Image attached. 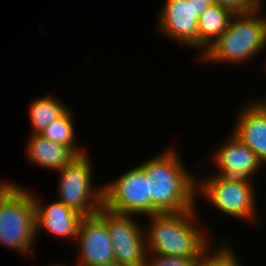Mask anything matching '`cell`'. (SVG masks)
<instances>
[{"mask_svg":"<svg viewBox=\"0 0 266 266\" xmlns=\"http://www.w3.org/2000/svg\"><path fill=\"white\" fill-rule=\"evenodd\" d=\"M178 154L176 148L169 146L158 156L140 164L152 181V206L159 213L192 210L199 201L196 176L189 172Z\"/></svg>","mask_w":266,"mask_h":266,"instance_id":"cell-1","label":"cell"},{"mask_svg":"<svg viewBox=\"0 0 266 266\" xmlns=\"http://www.w3.org/2000/svg\"><path fill=\"white\" fill-rule=\"evenodd\" d=\"M196 209L197 206L185 212L147 216L150 219L149 229L144 228L147 254L181 257L196 262L211 247V239L198 225L199 212Z\"/></svg>","mask_w":266,"mask_h":266,"instance_id":"cell-2","label":"cell"},{"mask_svg":"<svg viewBox=\"0 0 266 266\" xmlns=\"http://www.w3.org/2000/svg\"><path fill=\"white\" fill-rule=\"evenodd\" d=\"M263 3L246 13H234L227 29L200 56L207 63L244 64L266 48V17ZM261 12V13H260ZM261 15V17H260Z\"/></svg>","mask_w":266,"mask_h":266,"instance_id":"cell-3","label":"cell"},{"mask_svg":"<svg viewBox=\"0 0 266 266\" xmlns=\"http://www.w3.org/2000/svg\"><path fill=\"white\" fill-rule=\"evenodd\" d=\"M21 187L16 184L0 201V245L26 255L36 241L35 204L32 192Z\"/></svg>","mask_w":266,"mask_h":266,"instance_id":"cell-4","label":"cell"},{"mask_svg":"<svg viewBox=\"0 0 266 266\" xmlns=\"http://www.w3.org/2000/svg\"><path fill=\"white\" fill-rule=\"evenodd\" d=\"M196 180V197L202 195L217 210L237 219L256 221V187L253 180L228 179L211 174ZM199 195V196H198Z\"/></svg>","mask_w":266,"mask_h":266,"instance_id":"cell-5","label":"cell"},{"mask_svg":"<svg viewBox=\"0 0 266 266\" xmlns=\"http://www.w3.org/2000/svg\"><path fill=\"white\" fill-rule=\"evenodd\" d=\"M91 163L86 151L57 171L61 175L57 199L83 216L93 215L103 206V185L93 186Z\"/></svg>","mask_w":266,"mask_h":266,"instance_id":"cell-6","label":"cell"},{"mask_svg":"<svg viewBox=\"0 0 266 266\" xmlns=\"http://www.w3.org/2000/svg\"><path fill=\"white\" fill-rule=\"evenodd\" d=\"M103 207L113 213L136 217L159 213L152 206V181L140 165L103 185Z\"/></svg>","mask_w":266,"mask_h":266,"instance_id":"cell-7","label":"cell"},{"mask_svg":"<svg viewBox=\"0 0 266 266\" xmlns=\"http://www.w3.org/2000/svg\"><path fill=\"white\" fill-rule=\"evenodd\" d=\"M114 248L115 262L127 266H146L147 249L144 229L136 215L117 214L101 207Z\"/></svg>","mask_w":266,"mask_h":266,"instance_id":"cell-8","label":"cell"},{"mask_svg":"<svg viewBox=\"0 0 266 266\" xmlns=\"http://www.w3.org/2000/svg\"><path fill=\"white\" fill-rule=\"evenodd\" d=\"M210 0H166L159 12L158 31L162 36L190 48H198V17Z\"/></svg>","mask_w":266,"mask_h":266,"instance_id":"cell-9","label":"cell"},{"mask_svg":"<svg viewBox=\"0 0 266 266\" xmlns=\"http://www.w3.org/2000/svg\"><path fill=\"white\" fill-rule=\"evenodd\" d=\"M78 240V241H77ZM78 262L84 266H105L115 262L114 248L105 218L99 213L83 216L78 229Z\"/></svg>","mask_w":266,"mask_h":266,"instance_id":"cell-10","label":"cell"},{"mask_svg":"<svg viewBox=\"0 0 266 266\" xmlns=\"http://www.w3.org/2000/svg\"><path fill=\"white\" fill-rule=\"evenodd\" d=\"M227 140L213 151L215 175L228 179L253 180L255 174L264 165L257 155L231 132ZM253 178V179H252Z\"/></svg>","mask_w":266,"mask_h":266,"instance_id":"cell-11","label":"cell"},{"mask_svg":"<svg viewBox=\"0 0 266 266\" xmlns=\"http://www.w3.org/2000/svg\"><path fill=\"white\" fill-rule=\"evenodd\" d=\"M257 99L241 108L232 133L266 165V103Z\"/></svg>","mask_w":266,"mask_h":266,"instance_id":"cell-12","label":"cell"},{"mask_svg":"<svg viewBox=\"0 0 266 266\" xmlns=\"http://www.w3.org/2000/svg\"><path fill=\"white\" fill-rule=\"evenodd\" d=\"M32 196L35 204L36 239L41 229L65 239H77L79 224L83 215L67 207L59 200L43 207L42 200L35 194Z\"/></svg>","mask_w":266,"mask_h":266,"instance_id":"cell-13","label":"cell"},{"mask_svg":"<svg viewBox=\"0 0 266 266\" xmlns=\"http://www.w3.org/2000/svg\"><path fill=\"white\" fill-rule=\"evenodd\" d=\"M27 141L26 157L38 167L58 171L76 156L67 146L40 134H31Z\"/></svg>","mask_w":266,"mask_h":266,"instance_id":"cell-14","label":"cell"},{"mask_svg":"<svg viewBox=\"0 0 266 266\" xmlns=\"http://www.w3.org/2000/svg\"><path fill=\"white\" fill-rule=\"evenodd\" d=\"M233 14L230 9L212 2L198 17V50H201L200 56L227 29Z\"/></svg>","mask_w":266,"mask_h":266,"instance_id":"cell-15","label":"cell"},{"mask_svg":"<svg viewBox=\"0 0 266 266\" xmlns=\"http://www.w3.org/2000/svg\"><path fill=\"white\" fill-rule=\"evenodd\" d=\"M68 105L55 96H42L33 100L29 106V118L32 125V134L41 133L56 119L60 118L67 110Z\"/></svg>","mask_w":266,"mask_h":266,"instance_id":"cell-16","label":"cell"},{"mask_svg":"<svg viewBox=\"0 0 266 266\" xmlns=\"http://www.w3.org/2000/svg\"><path fill=\"white\" fill-rule=\"evenodd\" d=\"M73 113L69 108L60 118L47 126L41 133L49 140L67 146L75 155L86 152L85 149L76 145Z\"/></svg>","mask_w":266,"mask_h":266,"instance_id":"cell-17","label":"cell"},{"mask_svg":"<svg viewBox=\"0 0 266 266\" xmlns=\"http://www.w3.org/2000/svg\"><path fill=\"white\" fill-rule=\"evenodd\" d=\"M224 243L218 246L217 250L210 251L209 247L195 262V266H241L237 253L230 245Z\"/></svg>","mask_w":266,"mask_h":266,"instance_id":"cell-18","label":"cell"},{"mask_svg":"<svg viewBox=\"0 0 266 266\" xmlns=\"http://www.w3.org/2000/svg\"><path fill=\"white\" fill-rule=\"evenodd\" d=\"M146 266H195L193 259L147 254Z\"/></svg>","mask_w":266,"mask_h":266,"instance_id":"cell-19","label":"cell"},{"mask_svg":"<svg viewBox=\"0 0 266 266\" xmlns=\"http://www.w3.org/2000/svg\"><path fill=\"white\" fill-rule=\"evenodd\" d=\"M213 2L230 9L233 13H246L259 6V0H213Z\"/></svg>","mask_w":266,"mask_h":266,"instance_id":"cell-20","label":"cell"},{"mask_svg":"<svg viewBox=\"0 0 266 266\" xmlns=\"http://www.w3.org/2000/svg\"><path fill=\"white\" fill-rule=\"evenodd\" d=\"M16 185V182L2 181L0 183V201Z\"/></svg>","mask_w":266,"mask_h":266,"instance_id":"cell-21","label":"cell"},{"mask_svg":"<svg viewBox=\"0 0 266 266\" xmlns=\"http://www.w3.org/2000/svg\"><path fill=\"white\" fill-rule=\"evenodd\" d=\"M105 266H127V265H122V264L117 263V262H112V263H109V264H107Z\"/></svg>","mask_w":266,"mask_h":266,"instance_id":"cell-22","label":"cell"},{"mask_svg":"<svg viewBox=\"0 0 266 266\" xmlns=\"http://www.w3.org/2000/svg\"><path fill=\"white\" fill-rule=\"evenodd\" d=\"M53 266H64V265H62V264L60 265V263H59V264H57V265L55 264V265H53Z\"/></svg>","mask_w":266,"mask_h":266,"instance_id":"cell-23","label":"cell"},{"mask_svg":"<svg viewBox=\"0 0 266 266\" xmlns=\"http://www.w3.org/2000/svg\"><path fill=\"white\" fill-rule=\"evenodd\" d=\"M265 103H266V97H265V99H264V97L263 98H261Z\"/></svg>","mask_w":266,"mask_h":266,"instance_id":"cell-24","label":"cell"}]
</instances>
